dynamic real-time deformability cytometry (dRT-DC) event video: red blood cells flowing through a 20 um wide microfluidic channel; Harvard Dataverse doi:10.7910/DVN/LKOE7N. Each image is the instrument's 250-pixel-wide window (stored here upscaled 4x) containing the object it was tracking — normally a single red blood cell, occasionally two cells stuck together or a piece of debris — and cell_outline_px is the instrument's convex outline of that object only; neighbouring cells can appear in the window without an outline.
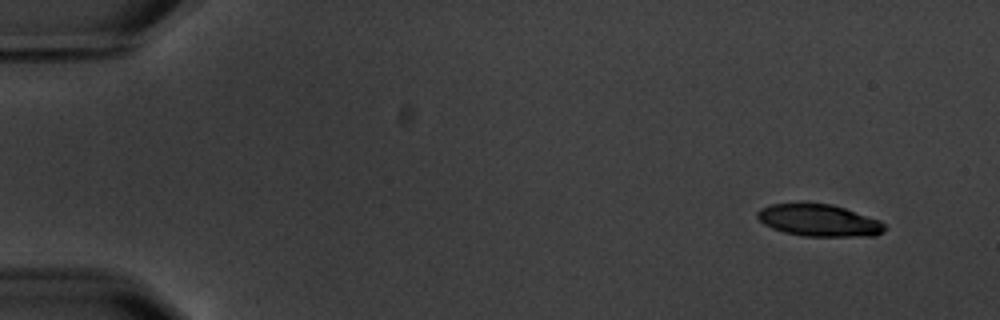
{"species": "common noctule bat (a hibernating species)", "species_latin": "Nyctalus noctula", "temperature_condition": "warm", "stored_images_in_passage": 4, "camera_frame_rate_fps": 3000, "um_per_image_px": 0.085, "animal": {"sex": "male", "body_mass_g": 20.1, "forearm_length_mm": 53.5}, "frame": {"image": 1, "passage_image": 1, "time_ms": 0.0, "image_size_px": [1000, 320], "cell_outline_px": [[884, 232], [876, 236], [804, 236], [784, 232], [772, 228], [764, 224], [756, 216], [756, 212], [760, 208], [772, 204], [800, 200], [832, 204], [880, 220], [884, 224]], "centroid_in_image_um": [69.56, 18.69], "position_along_channel_um": 15.4, "area_um2": 24.39}}
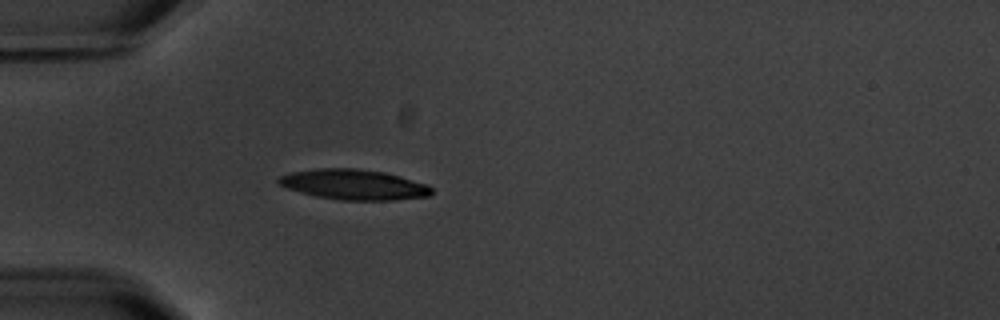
{"frame": {"image": 2, "passage_image": 4, "time_ms": 4.333, "image_size_px": [1000, 320], "cell_outline_px": [[432, 192], [428, 196], [396, 200], [340, 200], [316, 196], [300, 192], [288, 188], [280, 184], [276, 180], [280, 176], [292, 172], [316, 168], [356, 168], [384, 172], [400, 176], [428, 184], [432, 188]], "centroid_in_image_um": [30.09, 15.68], "position_along_channel_um": 54.9, "area_um2": 26.99}}